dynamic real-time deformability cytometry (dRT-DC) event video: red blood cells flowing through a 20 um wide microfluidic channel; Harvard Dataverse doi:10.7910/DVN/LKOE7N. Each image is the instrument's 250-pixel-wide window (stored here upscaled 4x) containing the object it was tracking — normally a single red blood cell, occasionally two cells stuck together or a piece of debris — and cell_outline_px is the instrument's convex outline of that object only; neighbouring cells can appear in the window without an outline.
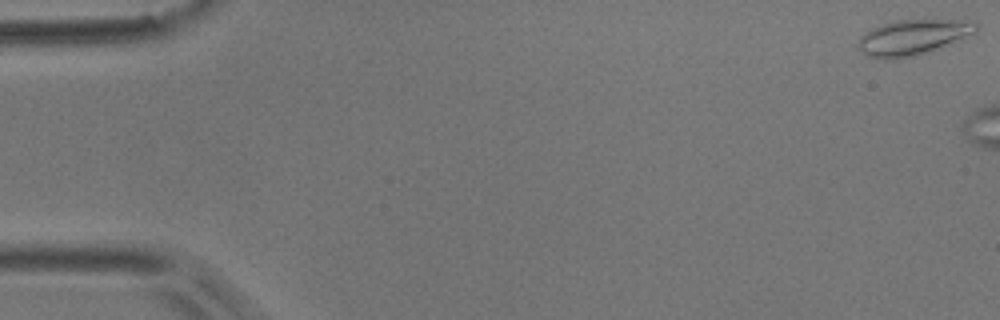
{"species": "common noctule bat (a hibernating species)", "species_latin": "Nyctalus noctula", "temperature_condition": "room temperature", "stored_images_in_passage": 6, "camera_frame_rate_fps": 3000, "um_per_image_px": 0.085, "animal": {"sex": "male", "body_mass_g": 17.9}, "frame": {"image": 1, "passage_image": 1, "time_ms": 0.0, "image_size_px": [1000, 320], "cell_outline_px": [[980, 28], [976, 32], [928, 52], [916, 56], [896, 60], [884, 60], [868, 56], [856, 44], [860, 36], [872, 28], [880, 24], [896, 20], [972, 20], [980, 24]], "centroid_in_image_um": [77.59, 3.17], "position_along_channel_um": 7.4, "area_um2": 24.51}}